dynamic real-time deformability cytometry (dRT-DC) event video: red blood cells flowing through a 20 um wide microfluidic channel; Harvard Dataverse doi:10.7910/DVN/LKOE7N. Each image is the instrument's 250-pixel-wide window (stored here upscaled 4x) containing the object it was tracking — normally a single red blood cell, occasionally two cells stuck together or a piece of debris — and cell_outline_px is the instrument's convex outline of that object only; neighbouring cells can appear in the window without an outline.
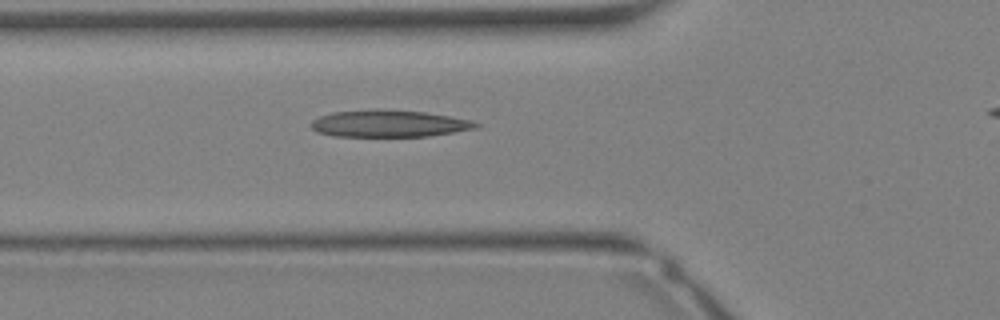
{"species": "Egyptian fruit bat (a non-hibernating species)", "species_latin": "Rousettus aegyptiacus", "temperature_condition": "warm", "stored_images_in_passage": 25, "camera_frame_rate_fps": 3000, "um_per_image_px": 0.085, "animal": {"sex": "female"}, "frame": {"image": 1, "passage_image": 6, "time_ms": 1.667, "image_size_px": [1000, 320], "cell_outline_px": [[480, 128], [428, 136], [332, 136], [320, 132], [312, 128], [312, 120], [320, 116], [332, 112], [372, 108], [380, 108], [424, 112], [472, 120], [480, 124]], "centroid_in_image_um": [33.09, 10.49], "position_along_channel_um": 92.7, "area_um2": 26.07}}
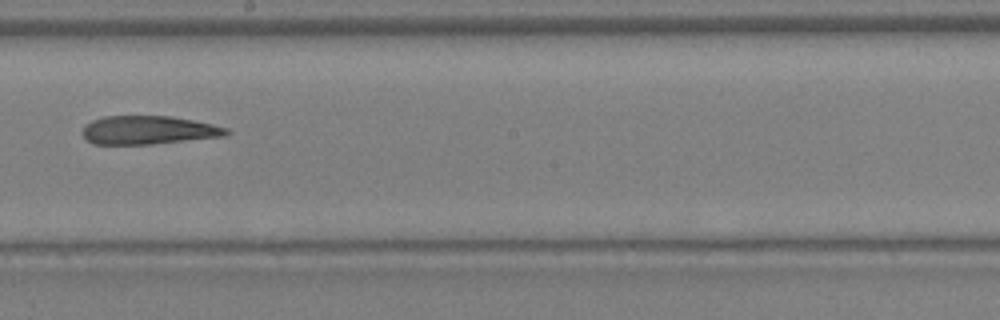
{"frame": {"image": 2, "passage_image": 13, "time_ms": 4.0, "image_size_px": [1000, 320], "cell_outline_px": [[232, 132], [224, 136], [152, 144], [92, 144], [84, 136], [84, 124], [92, 120], [104, 116], [172, 116], [212, 124], [228, 128]], "centroid_in_image_um": [12.63, 11.05], "position_along_channel_um": 235.6, "area_um2": 23.81}}
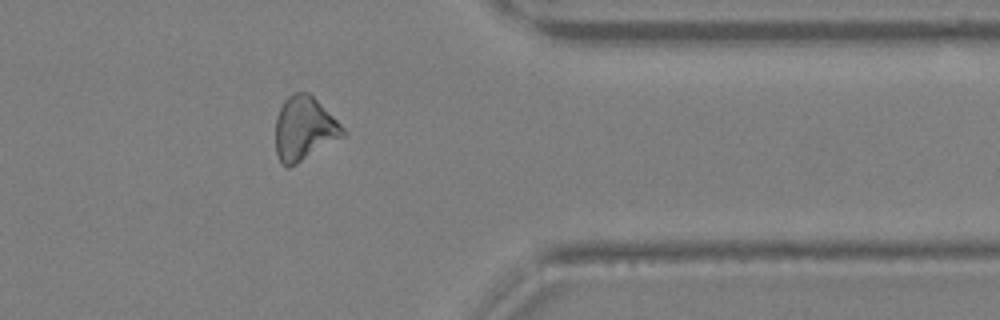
{"frame": {"image": 3, "passage_image": 21, "time_ms": 6.667, "image_size_px": [1000, 320], "cell_outline_px": [[344, 136], [296, 164], [288, 168], [280, 160], [276, 152], [276, 116], [284, 100], [292, 92], [308, 92], [344, 128]], "centroid_in_image_um": [25.83, 10.93], "position_along_channel_um": 385.6, "area_um2": 24.57}}